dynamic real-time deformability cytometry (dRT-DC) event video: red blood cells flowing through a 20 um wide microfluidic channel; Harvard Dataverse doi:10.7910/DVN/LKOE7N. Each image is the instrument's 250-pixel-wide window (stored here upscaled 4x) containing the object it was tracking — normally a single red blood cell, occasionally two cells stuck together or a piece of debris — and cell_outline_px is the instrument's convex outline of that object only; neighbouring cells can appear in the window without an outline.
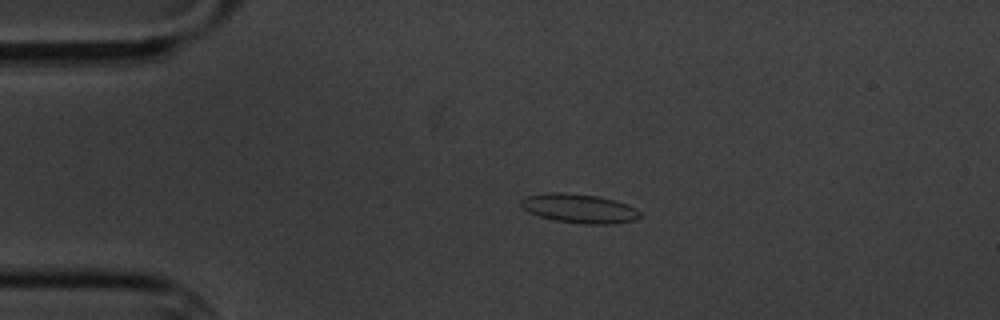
{"species": "common noctule bat (a hibernating species)", "species_latin": "Nyctalus noctula", "temperature_condition": "cold", "stored_images_in_passage": 5, "camera_frame_rate_fps": 3000, "um_per_image_px": 0.085, "animal": {"sex": "male", "body_mass_g": 20.1, "forearm_length_mm": 53.5}, "frame": {"image": 1, "passage_image": 4, "time_ms": 3.667, "image_size_px": [1000, 320], "cell_outline_px": [[644, 216], [636, 220], [612, 224], [584, 224], [556, 220], [540, 216], [528, 212], [520, 204], [520, 200], [524, 196], [552, 192], [568, 192], [596, 196], [616, 200], [628, 204], [636, 208]], "centroid_in_image_um": [49.28, 17.71], "position_along_channel_um": 35.7, "area_um2": 20.4}}